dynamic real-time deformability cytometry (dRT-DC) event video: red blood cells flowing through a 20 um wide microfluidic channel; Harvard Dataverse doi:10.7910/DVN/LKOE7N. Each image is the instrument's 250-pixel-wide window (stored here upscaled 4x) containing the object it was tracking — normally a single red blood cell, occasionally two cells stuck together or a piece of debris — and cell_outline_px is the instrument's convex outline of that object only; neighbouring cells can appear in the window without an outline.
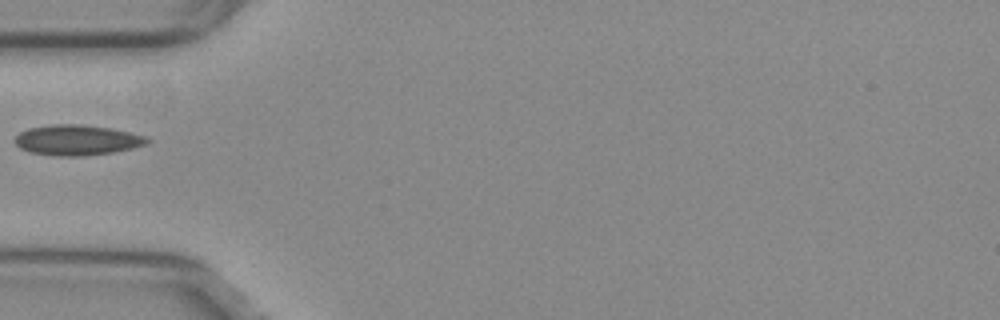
{"species": "common noctule bat (a hibernating species)", "species_latin": "Nyctalus noctula", "temperature_condition": "warm", "stored_images_in_passage": 37, "camera_frame_rate_fps": 3000, "um_per_image_px": 0.085, "animal": {"sex": "female", "body_mass_g": 29.2, "forearm_length_mm": 56.3}, "frame": {"image": 1, "passage_image": 1, "time_ms": 0.0, "image_size_px": [1000, 320], "cell_outline_px": [[152, 140], [148, 144], [132, 148], [112, 152], [84, 156], [56, 156], [28, 152], [20, 148], [12, 140], [20, 132], [28, 128], [52, 124], [80, 124], [112, 128], [148, 136]], "centroid_in_image_um": [6.56, 11.9], "position_along_channel_um": 78.4, "area_um2": 23.76}}
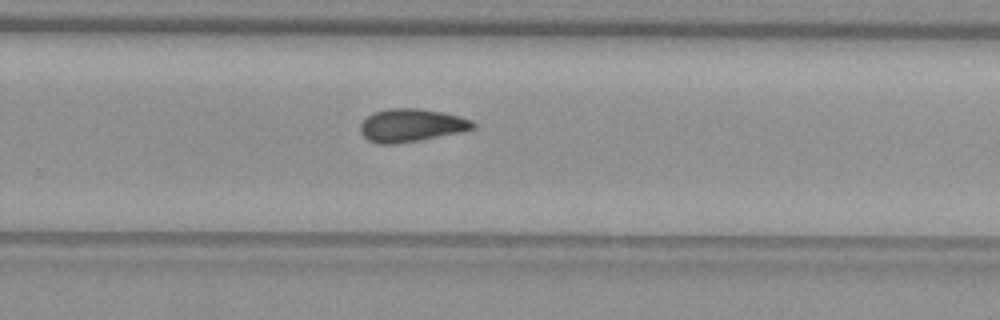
{"frame": {"image": 2, "passage_image": 18, "time_ms": 5.667, "image_size_px": [1000, 320], "cell_outline_px": [[476, 128], [460, 132], [420, 140], [396, 144], [376, 144], [368, 140], [360, 132], [360, 124], [372, 112], [388, 108], [416, 108], [440, 112], [472, 120], [476, 124]], "centroid_in_image_um": [34.92, 10.66], "position_along_channel_um": 294.9, "area_um2": 21.62}}
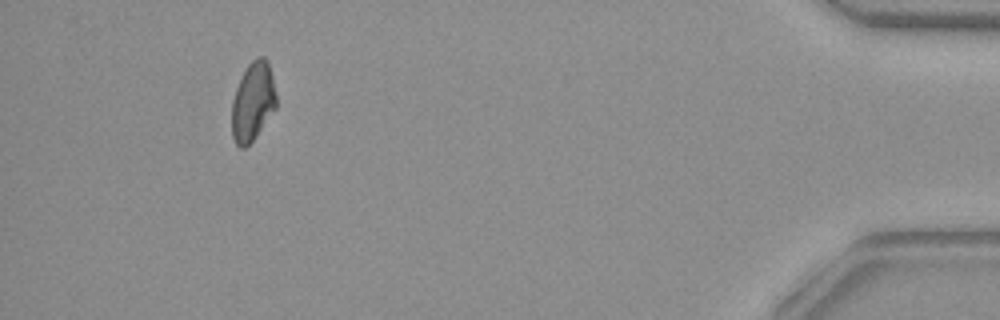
{"frame": {"image": 3, "passage_image": 33, "time_ms": 10.667, "image_size_px": [1000, 320], "cell_outline_px": [[276, 108], [256, 136], [244, 148], [240, 148], [236, 144], [232, 136], [232, 100], [236, 88], [248, 64], [256, 56], [264, 56], [268, 60], [272, 76], [276, 96]], "centroid_in_image_um": [21.49, 8.62], "position_along_channel_um": 413.7, "area_um2": 20.35}}